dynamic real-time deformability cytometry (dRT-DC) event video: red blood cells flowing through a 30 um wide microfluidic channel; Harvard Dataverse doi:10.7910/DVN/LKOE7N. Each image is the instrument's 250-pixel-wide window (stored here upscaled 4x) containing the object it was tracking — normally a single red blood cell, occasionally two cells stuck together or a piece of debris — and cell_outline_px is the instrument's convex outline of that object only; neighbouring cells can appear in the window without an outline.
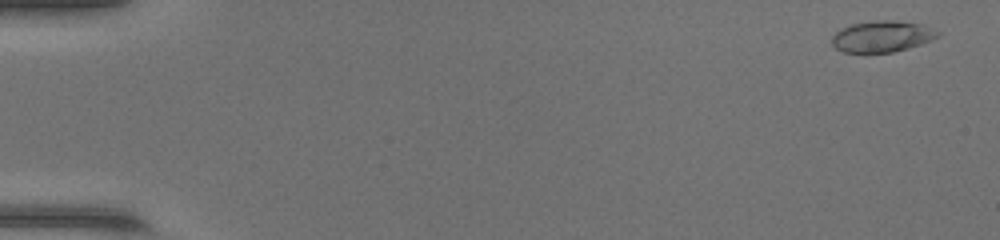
{"species": "common noctule bat (a hibernating species)", "species_latin": "Nyctalus noctula", "temperature_condition": "warm", "stored_images_in_passage": 49, "camera_frame_rate_fps": 3000, "um_per_image_px": 0.085, "animal": {"sex": "female", "body_mass_g": 17.0, "forearm_length_mm": 48.0}, "frame": {"image": 1, "passage_image": 2, "time_ms": 0.333, "image_size_px": [1000, 240], "cell_outline_px": [[940, 36], [920, 44], [908, 48], [892, 52], [844, 52], [836, 48], [832, 44], [832, 36], [840, 28], [852, 24], [876, 20], [892, 20], [924, 24], [940, 32]], "centroid_in_image_um": [74.98, 3.08], "position_along_channel_um": 10.0, "area_um2": 19.25}}
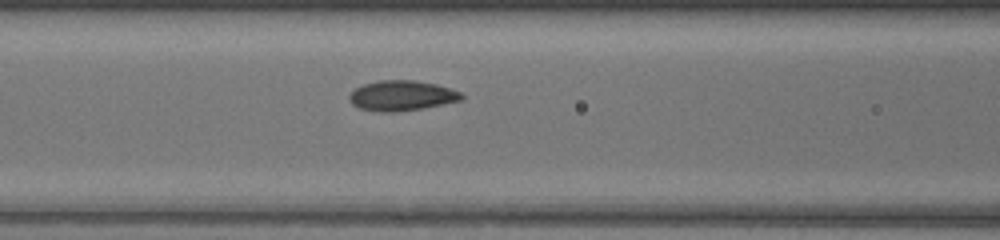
{"frame": {"image": 2, "passage_image": 22, "time_ms": 7.0, "image_size_px": [1000, 240], "cell_outline_px": [[464, 100], [424, 108], [396, 112], [380, 112], [360, 108], [352, 104], [348, 100], [348, 96], [356, 88], [364, 84], [376, 80], [416, 80], [436, 84], [460, 92], [464, 96]], "centroid_in_image_um": [34.15, 8.13], "position_along_channel_um": 132.4, "area_um2": 19.88}}
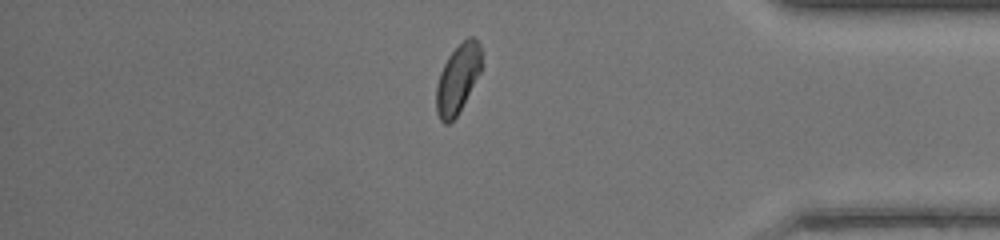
{"frame": {"image": 3, "passage_image": 42, "time_ms": 13.667, "image_size_px": [1000, 240], "cell_outline_px": [[480, 72], [456, 116], [448, 124], [444, 124], [440, 120], [436, 112], [436, 84], [440, 72], [448, 56], [468, 36], [472, 36], [480, 44]], "centroid_in_image_um": [38.87, 6.71], "position_along_channel_um": 396.3, "area_um2": 17.74}, "authors_computed_cell_mechanics": {"area_um2": 18.9584, "velocity_mm_per_s": 4.3396, "shape_relaxation_time_tau1_ms": 3.6252, "shape_relaxation_time_tau2_ms": null, "deformation_change_tau1": 0.1168, "deformation_change_tau2": null}}